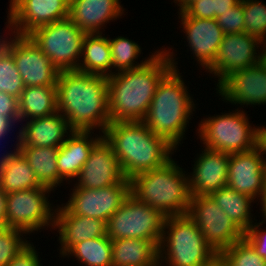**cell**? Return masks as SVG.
<instances>
[{"mask_svg": "<svg viewBox=\"0 0 266 266\" xmlns=\"http://www.w3.org/2000/svg\"><path fill=\"white\" fill-rule=\"evenodd\" d=\"M57 109L73 130L104 133L110 123L107 76L59 71Z\"/></svg>", "mask_w": 266, "mask_h": 266, "instance_id": "1", "label": "cell"}, {"mask_svg": "<svg viewBox=\"0 0 266 266\" xmlns=\"http://www.w3.org/2000/svg\"><path fill=\"white\" fill-rule=\"evenodd\" d=\"M172 63V69L160 80L148 112L142 121L154 134L165 138L177 151L182 146L186 130L198 106L187 81L178 69L177 54L172 47L162 46ZM173 49V50H172ZM192 116V117H191ZM190 121V123H189ZM188 125V126H187ZM180 145V146H179Z\"/></svg>", "mask_w": 266, "mask_h": 266, "instance_id": "2", "label": "cell"}, {"mask_svg": "<svg viewBox=\"0 0 266 266\" xmlns=\"http://www.w3.org/2000/svg\"><path fill=\"white\" fill-rule=\"evenodd\" d=\"M172 68L161 48L143 66L108 76L110 122L143 121L160 80Z\"/></svg>", "mask_w": 266, "mask_h": 266, "instance_id": "3", "label": "cell"}, {"mask_svg": "<svg viewBox=\"0 0 266 266\" xmlns=\"http://www.w3.org/2000/svg\"><path fill=\"white\" fill-rule=\"evenodd\" d=\"M103 137L113 148L122 174L128 180L162 167L177 150L142 121L110 122Z\"/></svg>", "mask_w": 266, "mask_h": 266, "instance_id": "4", "label": "cell"}, {"mask_svg": "<svg viewBox=\"0 0 266 266\" xmlns=\"http://www.w3.org/2000/svg\"><path fill=\"white\" fill-rule=\"evenodd\" d=\"M176 160L130 179V194L165 217L186 215L190 204L188 174Z\"/></svg>", "mask_w": 266, "mask_h": 266, "instance_id": "5", "label": "cell"}, {"mask_svg": "<svg viewBox=\"0 0 266 266\" xmlns=\"http://www.w3.org/2000/svg\"><path fill=\"white\" fill-rule=\"evenodd\" d=\"M232 111V112H231ZM205 116L196 127L204 148L227 154L253 150L259 145V126L250 123L244 109Z\"/></svg>", "mask_w": 266, "mask_h": 266, "instance_id": "6", "label": "cell"}, {"mask_svg": "<svg viewBox=\"0 0 266 266\" xmlns=\"http://www.w3.org/2000/svg\"><path fill=\"white\" fill-rule=\"evenodd\" d=\"M161 266H204L217 253L189 216H168L160 242Z\"/></svg>", "mask_w": 266, "mask_h": 266, "instance_id": "7", "label": "cell"}, {"mask_svg": "<svg viewBox=\"0 0 266 266\" xmlns=\"http://www.w3.org/2000/svg\"><path fill=\"white\" fill-rule=\"evenodd\" d=\"M165 218L159 210L129 194L107 221V236L111 240L146 239L159 248Z\"/></svg>", "mask_w": 266, "mask_h": 266, "instance_id": "8", "label": "cell"}, {"mask_svg": "<svg viewBox=\"0 0 266 266\" xmlns=\"http://www.w3.org/2000/svg\"><path fill=\"white\" fill-rule=\"evenodd\" d=\"M51 188L39 187L7 194V227L24 231L27 235L52 231L56 207L50 202ZM54 204V205H53ZM42 229V230H41Z\"/></svg>", "mask_w": 266, "mask_h": 266, "instance_id": "9", "label": "cell"}, {"mask_svg": "<svg viewBox=\"0 0 266 266\" xmlns=\"http://www.w3.org/2000/svg\"><path fill=\"white\" fill-rule=\"evenodd\" d=\"M86 35L69 18L39 27L28 36L58 71L78 70Z\"/></svg>", "mask_w": 266, "mask_h": 266, "instance_id": "10", "label": "cell"}, {"mask_svg": "<svg viewBox=\"0 0 266 266\" xmlns=\"http://www.w3.org/2000/svg\"><path fill=\"white\" fill-rule=\"evenodd\" d=\"M3 32L0 44L13 56L25 87L56 86L59 71L32 39L8 30Z\"/></svg>", "mask_w": 266, "mask_h": 266, "instance_id": "11", "label": "cell"}, {"mask_svg": "<svg viewBox=\"0 0 266 266\" xmlns=\"http://www.w3.org/2000/svg\"><path fill=\"white\" fill-rule=\"evenodd\" d=\"M187 216L217 254L244 238L241 230L210 196H191Z\"/></svg>", "mask_w": 266, "mask_h": 266, "instance_id": "12", "label": "cell"}, {"mask_svg": "<svg viewBox=\"0 0 266 266\" xmlns=\"http://www.w3.org/2000/svg\"><path fill=\"white\" fill-rule=\"evenodd\" d=\"M6 28L28 36L35 29L69 17V0H9Z\"/></svg>", "mask_w": 266, "mask_h": 266, "instance_id": "13", "label": "cell"}, {"mask_svg": "<svg viewBox=\"0 0 266 266\" xmlns=\"http://www.w3.org/2000/svg\"><path fill=\"white\" fill-rule=\"evenodd\" d=\"M261 49V41L248 33L225 34L213 63L205 72L217 78V87L231 73L259 63Z\"/></svg>", "mask_w": 266, "mask_h": 266, "instance_id": "14", "label": "cell"}, {"mask_svg": "<svg viewBox=\"0 0 266 266\" xmlns=\"http://www.w3.org/2000/svg\"><path fill=\"white\" fill-rule=\"evenodd\" d=\"M68 201L61 203L70 213L100 219L107 223L110 216L130 194V180L99 189L70 188Z\"/></svg>", "mask_w": 266, "mask_h": 266, "instance_id": "15", "label": "cell"}, {"mask_svg": "<svg viewBox=\"0 0 266 266\" xmlns=\"http://www.w3.org/2000/svg\"><path fill=\"white\" fill-rule=\"evenodd\" d=\"M218 100L243 109L248 106L266 105V65L259 63L235 71L226 77L216 88ZM239 106V107H238ZM243 108H242V107Z\"/></svg>", "mask_w": 266, "mask_h": 266, "instance_id": "16", "label": "cell"}, {"mask_svg": "<svg viewBox=\"0 0 266 266\" xmlns=\"http://www.w3.org/2000/svg\"><path fill=\"white\" fill-rule=\"evenodd\" d=\"M265 184L266 155L259 145L247 152L230 154L227 181L229 188L258 202Z\"/></svg>", "mask_w": 266, "mask_h": 266, "instance_id": "17", "label": "cell"}, {"mask_svg": "<svg viewBox=\"0 0 266 266\" xmlns=\"http://www.w3.org/2000/svg\"><path fill=\"white\" fill-rule=\"evenodd\" d=\"M178 21L181 32L185 34L184 41L191 52V59H195L201 70H206L214 61L225 33L217 24L216 19H201L187 16L178 11Z\"/></svg>", "mask_w": 266, "mask_h": 266, "instance_id": "18", "label": "cell"}, {"mask_svg": "<svg viewBox=\"0 0 266 266\" xmlns=\"http://www.w3.org/2000/svg\"><path fill=\"white\" fill-rule=\"evenodd\" d=\"M125 179L113 148L103 137L91 150L72 188L99 189Z\"/></svg>", "mask_w": 266, "mask_h": 266, "instance_id": "19", "label": "cell"}, {"mask_svg": "<svg viewBox=\"0 0 266 266\" xmlns=\"http://www.w3.org/2000/svg\"><path fill=\"white\" fill-rule=\"evenodd\" d=\"M202 149L194 159L192 171L187 173L191 196H209L227 186L230 154Z\"/></svg>", "mask_w": 266, "mask_h": 266, "instance_id": "20", "label": "cell"}, {"mask_svg": "<svg viewBox=\"0 0 266 266\" xmlns=\"http://www.w3.org/2000/svg\"><path fill=\"white\" fill-rule=\"evenodd\" d=\"M16 131V147H60L74 131L58 111L45 117L25 120Z\"/></svg>", "mask_w": 266, "mask_h": 266, "instance_id": "21", "label": "cell"}, {"mask_svg": "<svg viewBox=\"0 0 266 266\" xmlns=\"http://www.w3.org/2000/svg\"><path fill=\"white\" fill-rule=\"evenodd\" d=\"M54 216L53 231L59 242V256L63 257L75 244L107 236L106 222L92 217L74 215L70 213L62 204H57Z\"/></svg>", "mask_w": 266, "mask_h": 266, "instance_id": "22", "label": "cell"}, {"mask_svg": "<svg viewBox=\"0 0 266 266\" xmlns=\"http://www.w3.org/2000/svg\"><path fill=\"white\" fill-rule=\"evenodd\" d=\"M94 132L74 130L59 147L57 154L59 187L75 181L91 150L103 138L102 133Z\"/></svg>", "mask_w": 266, "mask_h": 266, "instance_id": "23", "label": "cell"}, {"mask_svg": "<svg viewBox=\"0 0 266 266\" xmlns=\"http://www.w3.org/2000/svg\"><path fill=\"white\" fill-rule=\"evenodd\" d=\"M120 0H69V19L86 34L103 33L106 25L122 18Z\"/></svg>", "mask_w": 266, "mask_h": 266, "instance_id": "24", "label": "cell"}, {"mask_svg": "<svg viewBox=\"0 0 266 266\" xmlns=\"http://www.w3.org/2000/svg\"><path fill=\"white\" fill-rule=\"evenodd\" d=\"M2 154V155H1ZM0 154V188L6 193L43 187L23 154L14 148Z\"/></svg>", "mask_w": 266, "mask_h": 266, "instance_id": "25", "label": "cell"}, {"mask_svg": "<svg viewBox=\"0 0 266 266\" xmlns=\"http://www.w3.org/2000/svg\"><path fill=\"white\" fill-rule=\"evenodd\" d=\"M158 262V247L150 240H112V266H154Z\"/></svg>", "mask_w": 266, "mask_h": 266, "instance_id": "26", "label": "cell"}, {"mask_svg": "<svg viewBox=\"0 0 266 266\" xmlns=\"http://www.w3.org/2000/svg\"><path fill=\"white\" fill-rule=\"evenodd\" d=\"M108 36L104 33L86 34L82 42V55L78 65L79 72L110 76L112 57Z\"/></svg>", "mask_w": 266, "mask_h": 266, "instance_id": "27", "label": "cell"}, {"mask_svg": "<svg viewBox=\"0 0 266 266\" xmlns=\"http://www.w3.org/2000/svg\"><path fill=\"white\" fill-rule=\"evenodd\" d=\"M18 102L20 123L54 114L58 111L56 86L25 87Z\"/></svg>", "mask_w": 266, "mask_h": 266, "instance_id": "28", "label": "cell"}, {"mask_svg": "<svg viewBox=\"0 0 266 266\" xmlns=\"http://www.w3.org/2000/svg\"><path fill=\"white\" fill-rule=\"evenodd\" d=\"M209 196L244 232L257 220L251 213L253 212L252 204L256 201L250 196L239 193L228 186L212 192Z\"/></svg>", "mask_w": 266, "mask_h": 266, "instance_id": "29", "label": "cell"}, {"mask_svg": "<svg viewBox=\"0 0 266 266\" xmlns=\"http://www.w3.org/2000/svg\"><path fill=\"white\" fill-rule=\"evenodd\" d=\"M32 167L38 182L55 191L59 188V147H16ZM55 189V190H54Z\"/></svg>", "mask_w": 266, "mask_h": 266, "instance_id": "30", "label": "cell"}, {"mask_svg": "<svg viewBox=\"0 0 266 266\" xmlns=\"http://www.w3.org/2000/svg\"><path fill=\"white\" fill-rule=\"evenodd\" d=\"M73 257L80 266H112V240L96 237L75 244L62 258Z\"/></svg>", "mask_w": 266, "mask_h": 266, "instance_id": "31", "label": "cell"}, {"mask_svg": "<svg viewBox=\"0 0 266 266\" xmlns=\"http://www.w3.org/2000/svg\"><path fill=\"white\" fill-rule=\"evenodd\" d=\"M108 40L112 57V75L143 66L159 50L158 48L150 52L149 56L143 57L139 63L137 60H140L142 47L138 42L119 35L115 38L108 37Z\"/></svg>", "mask_w": 266, "mask_h": 266, "instance_id": "32", "label": "cell"}, {"mask_svg": "<svg viewBox=\"0 0 266 266\" xmlns=\"http://www.w3.org/2000/svg\"><path fill=\"white\" fill-rule=\"evenodd\" d=\"M24 88L13 56L0 44V92L19 99Z\"/></svg>", "mask_w": 266, "mask_h": 266, "instance_id": "33", "label": "cell"}, {"mask_svg": "<svg viewBox=\"0 0 266 266\" xmlns=\"http://www.w3.org/2000/svg\"><path fill=\"white\" fill-rule=\"evenodd\" d=\"M245 33L262 41L266 37V3L261 0H241Z\"/></svg>", "mask_w": 266, "mask_h": 266, "instance_id": "34", "label": "cell"}, {"mask_svg": "<svg viewBox=\"0 0 266 266\" xmlns=\"http://www.w3.org/2000/svg\"><path fill=\"white\" fill-rule=\"evenodd\" d=\"M220 254L229 266H266V262L245 238L236 241Z\"/></svg>", "mask_w": 266, "mask_h": 266, "instance_id": "35", "label": "cell"}, {"mask_svg": "<svg viewBox=\"0 0 266 266\" xmlns=\"http://www.w3.org/2000/svg\"><path fill=\"white\" fill-rule=\"evenodd\" d=\"M25 236V237H24ZM24 231L0 227V266L7 264L25 247L31 240H27Z\"/></svg>", "mask_w": 266, "mask_h": 266, "instance_id": "36", "label": "cell"}, {"mask_svg": "<svg viewBox=\"0 0 266 266\" xmlns=\"http://www.w3.org/2000/svg\"><path fill=\"white\" fill-rule=\"evenodd\" d=\"M216 21L225 34L245 32L243 2L217 17Z\"/></svg>", "mask_w": 266, "mask_h": 266, "instance_id": "37", "label": "cell"}, {"mask_svg": "<svg viewBox=\"0 0 266 266\" xmlns=\"http://www.w3.org/2000/svg\"><path fill=\"white\" fill-rule=\"evenodd\" d=\"M266 224L257 220L244 232V238L253 246L257 254L266 262V229L261 228ZM263 225V226H262Z\"/></svg>", "mask_w": 266, "mask_h": 266, "instance_id": "38", "label": "cell"}, {"mask_svg": "<svg viewBox=\"0 0 266 266\" xmlns=\"http://www.w3.org/2000/svg\"><path fill=\"white\" fill-rule=\"evenodd\" d=\"M33 243L29 242L23 247L7 266H43L41 263L42 258Z\"/></svg>", "mask_w": 266, "mask_h": 266, "instance_id": "39", "label": "cell"}, {"mask_svg": "<svg viewBox=\"0 0 266 266\" xmlns=\"http://www.w3.org/2000/svg\"><path fill=\"white\" fill-rule=\"evenodd\" d=\"M183 12L189 17L213 19V0H194Z\"/></svg>", "mask_w": 266, "mask_h": 266, "instance_id": "40", "label": "cell"}, {"mask_svg": "<svg viewBox=\"0 0 266 266\" xmlns=\"http://www.w3.org/2000/svg\"><path fill=\"white\" fill-rule=\"evenodd\" d=\"M0 115L11 118L18 125L20 123L18 98L0 92Z\"/></svg>", "mask_w": 266, "mask_h": 266, "instance_id": "41", "label": "cell"}, {"mask_svg": "<svg viewBox=\"0 0 266 266\" xmlns=\"http://www.w3.org/2000/svg\"><path fill=\"white\" fill-rule=\"evenodd\" d=\"M240 2L241 0H213V19L229 11Z\"/></svg>", "mask_w": 266, "mask_h": 266, "instance_id": "42", "label": "cell"}, {"mask_svg": "<svg viewBox=\"0 0 266 266\" xmlns=\"http://www.w3.org/2000/svg\"><path fill=\"white\" fill-rule=\"evenodd\" d=\"M17 124L8 117L0 115V145H2L1 141L8 138V135L14 132V128ZM12 131V132H11Z\"/></svg>", "mask_w": 266, "mask_h": 266, "instance_id": "43", "label": "cell"}, {"mask_svg": "<svg viewBox=\"0 0 266 266\" xmlns=\"http://www.w3.org/2000/svg\"><path fill=\"white\" fill-rule=\"evenodd\" d=\"M7 194L0 188V227H7Z\"/></svg>", "mask_w": 266, "mask_h": 266, "instance_id": "44", "label": "cell"}, {"mask_svg": "<svg viewBox=\"0 0 266 266\" xmlns=\"http://www.w3.org/2000/svg\"><path fill=\"white\" fill-rule=\"evenodd\" d=\"M259 202H260V204H259ZM258 204L260 205L259 208H261L260 212H259V213H261L260 217L262 216L261 220L266 223V184H265V188L262 192V195L258 201Z\"/></svg>", "mask_w": 266, "mask_h": 266, "instance_id": "45", "label": "cell"}, {"mask_svg": "<svg viewBox=\"0 0 266 266\" xmlns=\"http://www.w3.org/2000/svg\"><path fill=\"white\" fill-rule=\"evenodd\" d=\"M204 266H229L227 261L221 254H216L207 264Z\"/></svg>", "mask_w": 266, "mask_h": 266, "instance_id": "46", "label": "cell"}, {"mask_svg": "<svg viewBox=\"0 0 266 266\" xmlns=\"http://www.w3.org/2000/svg\"><path fill=\"white\" fill-rule=\"evenodd\" d=\"M259 146L266 153V126H259Z\"/></svg>", "mask_w": 266, "mask_h": 266, "instance_id": "47", "label": "cell"}, {"mask_svg": "<svg viewBox=\"0 0 266 266\" xmlns=\"http://www.w3.org/2000/svg\"><path fill=\"white\" fill-rule=\"evenodd\" d=\"M192 1L194 0H173V3H176L175 6H177L178 11H183Z\"/></svg>", "mask_w": 266, "mask_h": 266, "instance_id": "48", "label": "cell"}, {"mask_svg": "<svg viewBox=\"0 0 266 266\" xmlns=\"http://www.w3.org/2000/svg\"><path fill=\"white\" fill-rule=\"evenodd\" d=\"M262 44V53H266V37L261 41Z\"/></svg>", "mask_w": 266, "mask_h": 266, "instance_id": "49", "label": "cell"}, {"mask_svg": "<svg viewBox=\"0 0 266 266\" xmlns=\"http://www.w3.org/2000/svg\"><path fill=\"white\" fill-rule=\"evenodd\" d=\"M262 61L266 65V53H262Z\"/></svg>", "mask_w": 266, "mask_h": 266, "instance_id": "50", "label": "cell"}, {"mask_svg": "<svg viewBox=\"0 0 266 266\" xmlns=\"http://www.w3.org/2000/svg\"><path fill=\"white\" fill-rule=\"evenodd\" d=\"M154 266H161V264L158 262L156 265H154Z\"/></svg>", "mask_w": 266, "mask_h": 266, "instance_id": "51", "label": "cell"}]
</instances>
